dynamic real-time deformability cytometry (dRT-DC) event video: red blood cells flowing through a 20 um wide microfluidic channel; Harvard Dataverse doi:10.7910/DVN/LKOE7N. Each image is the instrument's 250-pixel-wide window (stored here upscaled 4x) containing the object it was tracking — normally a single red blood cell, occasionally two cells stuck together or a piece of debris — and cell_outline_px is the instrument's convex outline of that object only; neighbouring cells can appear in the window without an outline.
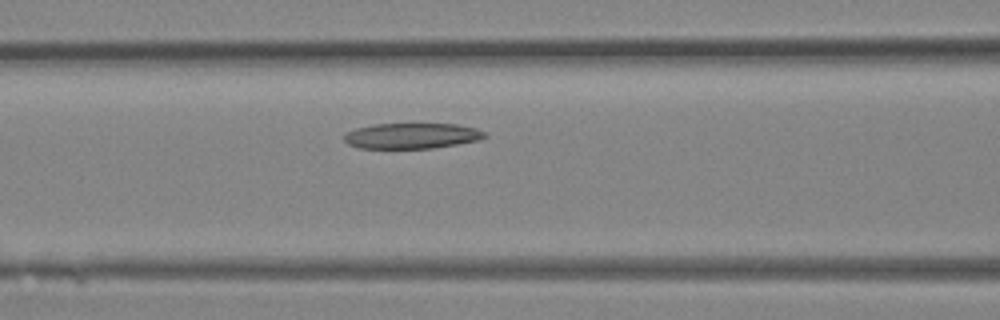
{"species": "Egyptian fruit bat (a non-hibernating species)", "species_latin": "Rousettus aegyptiacus", "temperature_condition": "room temperature", "stored_images_in_passage": 22, "camera_frame_rate_fps": 3000, "um_per_image_px": 0.085, "animal": {"sex": "female"}, "frame": {"image": 1, "passage_image": 4, "time_ms": 1.0, "image_size_px": [1000, 320], "cell_outline_px": [[488, 136], [476, 140], [456, 144], [432, 148], [360, 148], [348, 144], [344, 140], [344, 136], [348, 132], [356, 128], [376, 124], [456, 124], [476, 128], [484, 132]], "centroid_in_image_um": [34.99, 11.54], "position_along_channel_um": 131.6, "area_um2": 20.69}}
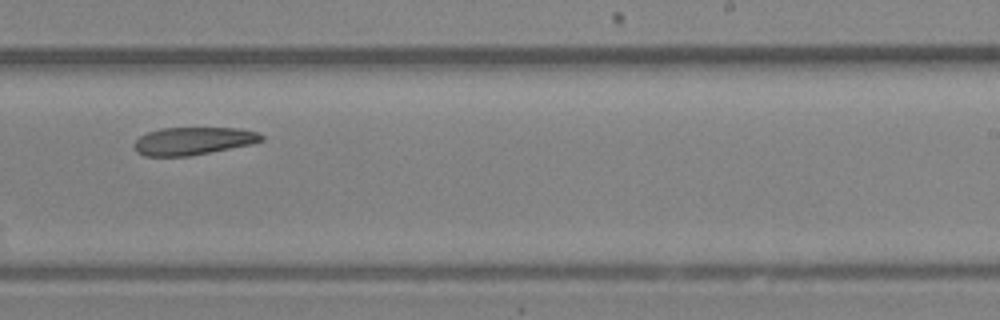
{"frame": {"image": 2, "passage_image": 11, "time_ms": 3.333, "image_size_px": [1000, 320], "cell_outline_px": [[264, 140], [252, 144], [188, 156], [144, 156], [136, 152], [132, 144], [140, 136], [148, 132], [160, 128], [240, 128], [256, 132], [264, 136]], "centroid_in_image_um": [16.39, 11.98], "position_along_channel_um": 272.6, "area_um2": 20.58}}
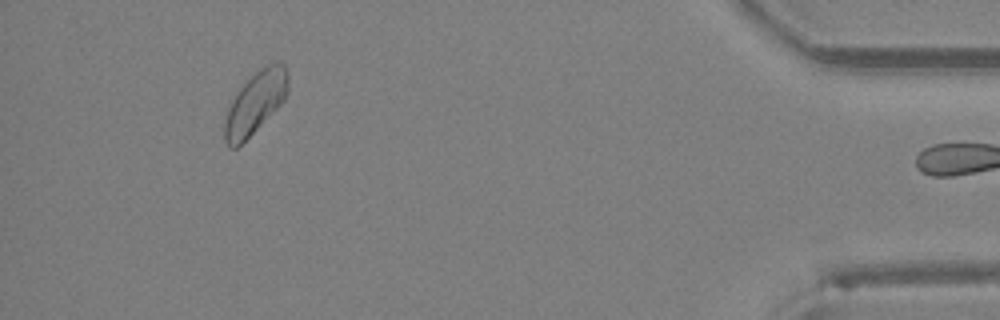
{"frame": {"image": 3, "passage_image": 21, "time_ms": 6.667, "image_size_px": [1000, 320], "cell_outline_px": [[288, 92], [284, 100], [236, 148], [228, 148], [224, 140], [224, 120], [228, 108], [236, 92], [260, 68], [272, 60], [280, 60], [284, 64], [288, 76]], "centroid_in_image_um": [21.7, 8.68], "position_along_channel_um": 413.5, "area_um2": 22.72}}